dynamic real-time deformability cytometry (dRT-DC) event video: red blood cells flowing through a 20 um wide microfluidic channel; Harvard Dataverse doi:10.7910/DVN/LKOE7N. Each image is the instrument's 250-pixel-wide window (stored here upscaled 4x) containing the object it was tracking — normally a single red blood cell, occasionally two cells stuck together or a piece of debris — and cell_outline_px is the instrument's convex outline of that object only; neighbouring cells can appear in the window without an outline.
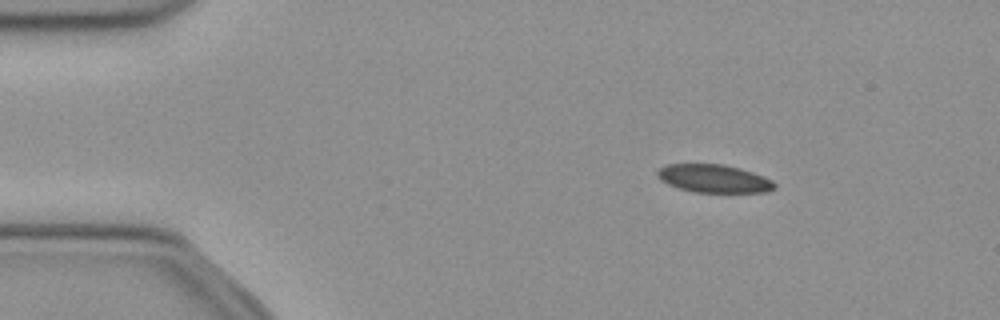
{"species": "common noctule bat (a hibernating species)", "species_latin": "Nyctalus noctula", "temperature_condition": "cold", "stored_images_in_passage": 45, "camera_frame_rate_fps": 3000, "um_per_image_px": 0.085, "animal": {"sex": "female", "body_mass_g": 21.9}, "frame": {"image": 1, "passage_image": 1, "time_ms": 0.0, "image_size_px": [1000, 320], "cell_outline_px": [[776, 188], [764, 192], [696, 192], [680, 188], [668, 184], [660, 180], [656, 176], [656, 172], [660, 168], [668, 164], [724, 164], [740, 168], [764, 176], [772, 180], [776, 184]], "centroid_in_image_um": [60.68, 15.17], "position_along_channel_um": 24.3, "area_um2": 19.13}}
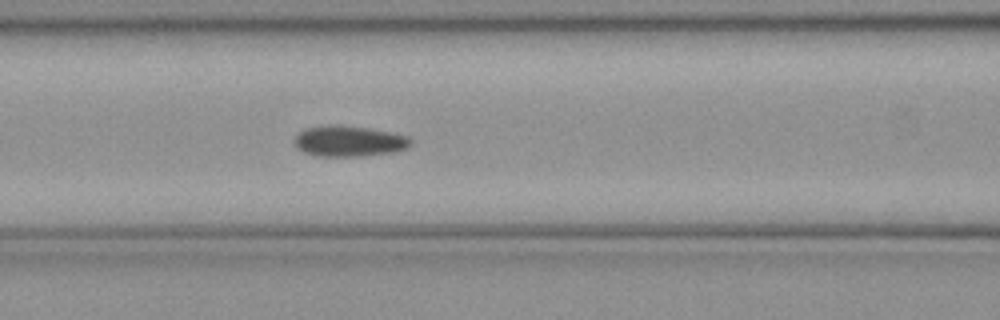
{"frame": {"image": 2, "passage_image": 15, "time_ms": 4.667, "image_size_px": [1000, 320], "cell_outline_px": [[412, 144], [408, 148], [396, 152], [360, 156], [316, 156], [304, 152], [296, 148], [292, 140], [304, 128], [328, 124], [340, 124], [368, 128], [408, 136], [412, 140]], "centroid_in_image_um": [29.64, 11.99], "position_along_channel_um": 137.0, "area_um2": 21.21}}
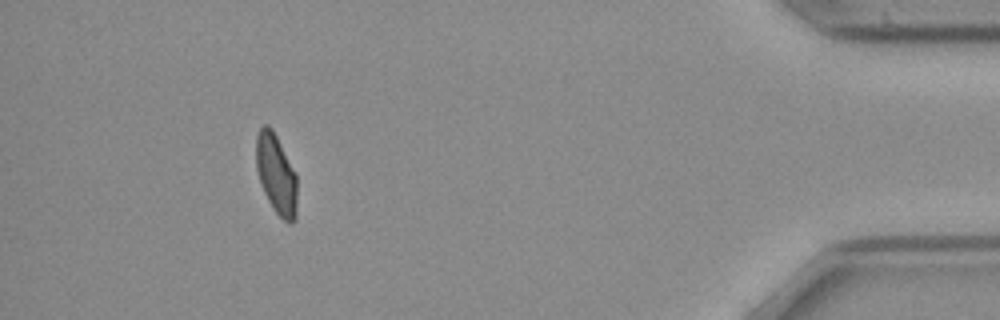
{"frame": {"image": 3, "passage_image": 41, "time_ms": 13.333, "image_size_px": [1000, 320], "cell_outline_px": [[296, 220], [292, 224], [284, 220], [272, 208], [260, 184], [256, 168], [256, 136], [260, 128], [264, 124], [268, 124], [272, 128], [296, 172]], "centroid_in_image_um": [23.47, 14.79], "position_along_channel_um": 411.7, "area_um2": 19.19}, "authors_computed_cell_mechanics": {"area_um2": 20.2878, "velocity_mm_per_s": 3.9041, "shape_relaxation_time_tau1_ms": null, "shape_relaxation_time_tau2_ms": 2.4765, "deformation_change_tau1": null, "deformation_change_tau2": 0.0585}}